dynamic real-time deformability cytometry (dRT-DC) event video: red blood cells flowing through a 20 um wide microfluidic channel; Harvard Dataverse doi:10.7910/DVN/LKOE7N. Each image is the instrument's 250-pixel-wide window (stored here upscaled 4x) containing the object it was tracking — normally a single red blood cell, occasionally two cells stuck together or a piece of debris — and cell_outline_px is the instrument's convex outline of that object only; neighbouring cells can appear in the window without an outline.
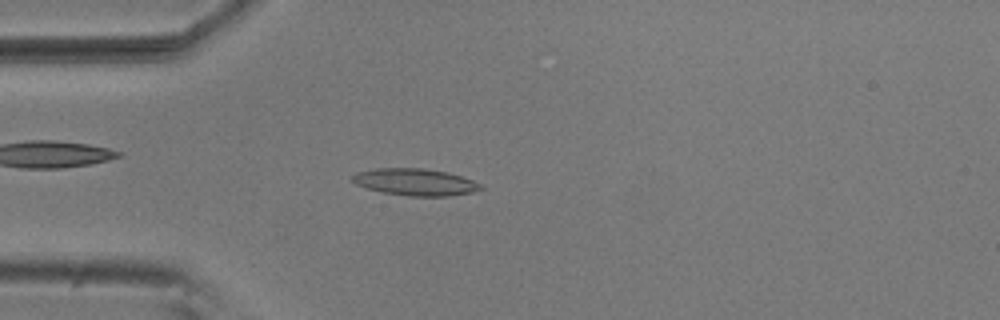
{"species": "common noctule bat (a hibernating species)", "species_latin": "Nyctalus noctula", "temperature_condition": "room temperature", "stored_images_in_passage": 53, "camera_frame_rate_fps": 3000, "um_per_image_px": 0.085, "animal": {"sex": "male", "body_mass_g": 20.5, "forearm_length_mm": 52.5}, "frame": {"image": 1, "passage_image": 14, "time_ms": 4.333, "image_size_px": [1000, 320], "cell_outline_px": [[484, 188], [472, 192], [448, 196], [408, 196], [384, 192], [368, 188], [356, 184], [352, 180], [352, 176], [356, 172], [376, 168], [424, 168], [448, 172], [484, 184]], "centroid_in_image_um": [35.32, 15.47], "position_along_channel_um": 49.7, "area_um2": 20.11}}
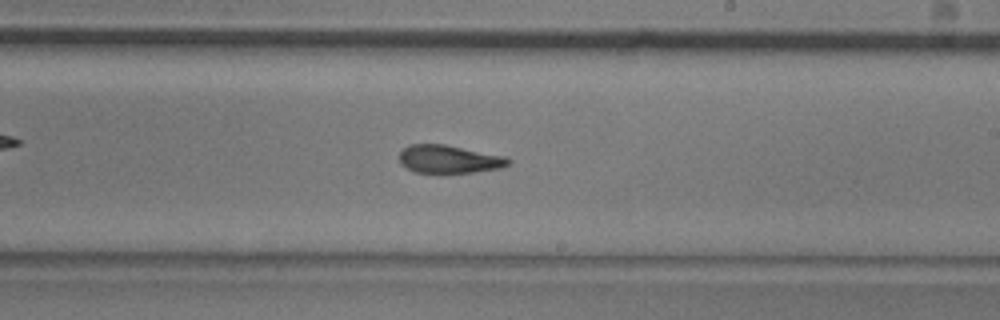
{"frame": {"image": 2, "passage_image": 31, "time_ms": 10.0, "image_size_px": [1000, 320], "cell_outline_px": [[512, 160], [508, 164], [500, 168], [472, 172], [416, 172], [400, 164], [400, 152], [408, 144], [444, 144], [508, 156]], "centroid_in_image_um": [38.2, 13.51], "position_along_channel_um": 250.8, "area_um2": 17.74}}
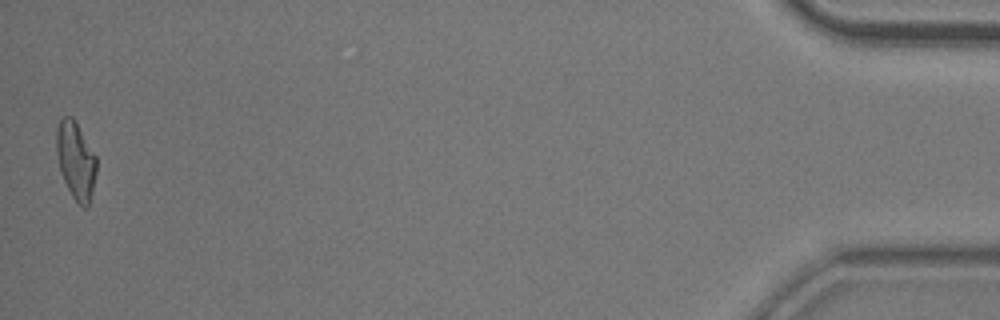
{"frame": {"image": 3, "passage_image": 53, "time_ms": 17.333, "image_size_px": [1000, 320], "cell_outline_px": [[96, 172], [92, 192], [88, 208], [84, 208], [72, 196], [64, 180], [60, 168], [56, 152], [56, 128], [60, 120], [64, 116], [72, 116], [76, 120], [96, 156]], "centroid_in_image_um": [6.44, 13.6], "position_along_channel_um": 428.8, "area_um2": 18.03}, "authors_computed_cell_mechanics": {"area_um2": 18.6116, "velocity_mm_per_s": 3.7136, "shape_relaxation_time_tau1_ms": 5.9334, "shape_relaxation_time_tau2_ms": 3.5577, "deformation_change_tau1": 0.1864, "deformation_change_tau2": 0.1095}}